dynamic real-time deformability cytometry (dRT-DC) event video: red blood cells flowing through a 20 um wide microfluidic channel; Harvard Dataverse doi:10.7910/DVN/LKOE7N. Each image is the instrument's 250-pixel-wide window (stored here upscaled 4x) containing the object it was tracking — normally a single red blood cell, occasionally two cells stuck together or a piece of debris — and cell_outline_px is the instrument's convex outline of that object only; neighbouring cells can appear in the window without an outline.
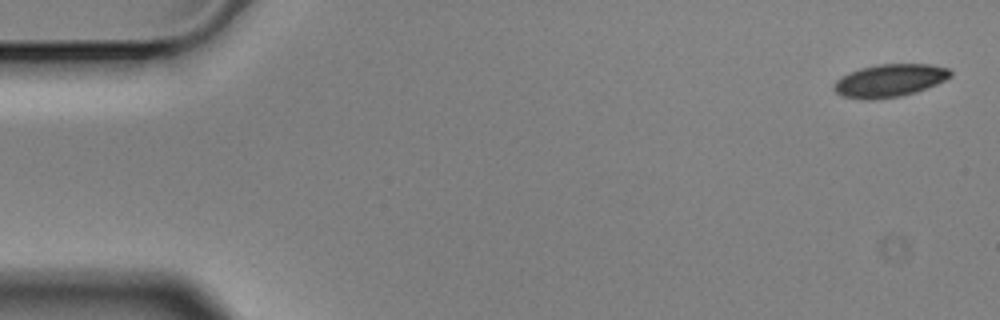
{"species": "Egyptian fruit bat (a non-hibernating species)", "species_latin": "Rousettus aegyptiacus", "temperature_condition": "cold", "stored_images_in_passage": 5, "camera_frame_rate_fps": 3000, "um_per_image_px": 0.085, "animal": {"sex": "male"}, "frame": {"image": 1, "passage_image": 1, "time_ms": 0.0, "image_size_px": [1000, 320], "cell_outline_px": [[952, 76], [936, 84], [916, 92], [900, 96], [872, 100], [864, 100], [840, 96], [832, 88], [832, 84], [840, 76], [860, 68], [880, 64], [932, 64], [948, 68], [952, 72]], "centroid_in_image_um": [75.58, 6.85], "position_along_channel_um": 9.4, "area_um2": 22.48}}